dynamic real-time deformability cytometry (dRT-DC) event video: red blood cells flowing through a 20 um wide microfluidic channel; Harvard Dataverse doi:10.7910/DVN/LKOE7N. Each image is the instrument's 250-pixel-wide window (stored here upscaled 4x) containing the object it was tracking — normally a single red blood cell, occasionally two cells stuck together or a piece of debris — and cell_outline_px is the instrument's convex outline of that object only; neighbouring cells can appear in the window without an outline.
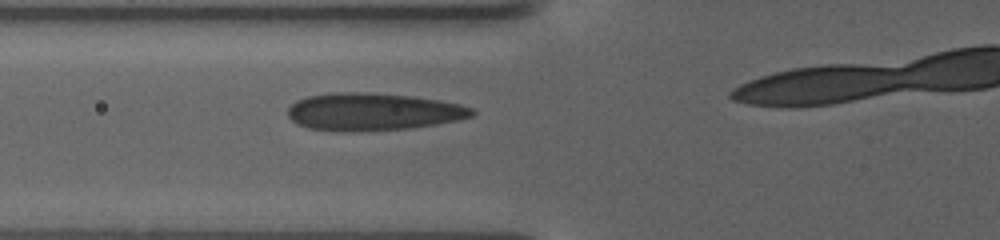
{"species": "human", "species_latin": "Homo sapiens", "temperature_condition": "warm", "stored_images_in_passage": 52, "camera_frame_rate_fps": 3000, "um_per_image_px": 0.085, "donor": {"sex": "female"}, "frame": {"image": 1, "passage_image": 12, "time_ms": 4.333, "image_size_px": [1000, 240], "cell_outline_px": [[476, 112], [472, 116], [456, 120], [436, 124], [408, 128], [360, 132], [340, 132], [308, 128], [296, 124], [288, 116], [288, 108], [296, 100], [308, 96], [340, 92], [364, 92], [412, 96], [440, 100], [460, 104], [472, 108]], "centroid_in_image_um": [31.67, 9.51], "position_along_channel_um": 94.1, "area_um2": 40.4}}
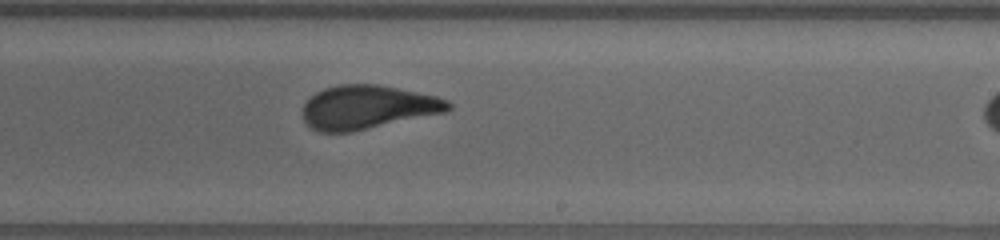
{"frame": {"image": 2, "passage_image": 28, "time_ms": 10.0, "image_size_px": [1000, 240], "cell_outline_px": [[452, 108], [444, 112], [352, 132], [320, 132], [312, 128], [304, 120], [304, 104], [316, 92], [324, 88], [340, 84], [376, 84], [436, 96], [448, 100], [452, 104]], "centroid_in_image_um": [31.24, 9.11], "position_along_channel_um": 257.8, "area_um2": 36.7}}
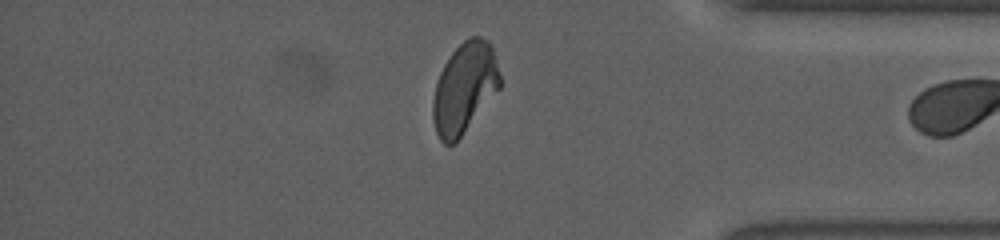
{"frame": {"image": 3, "passage_image": 51, "time_ms": 15.333, "image_size_px": [1000, 240], "cell_outline_px": [[500, 88], [460, 136], [452, 144], [444, 144], [440, 140], [436, 132], [432, 120], [432, 100], [436, 84], [440, 72], [444, 64], [452, 52], [464, 40], [472, 36], [480, 36], [488, 40], [492, 48], [500, 76]], "centroid_in_image_um": [39.46, 7.46], "position_along_channel_um": 395.7, "area_um2": 34.91}}